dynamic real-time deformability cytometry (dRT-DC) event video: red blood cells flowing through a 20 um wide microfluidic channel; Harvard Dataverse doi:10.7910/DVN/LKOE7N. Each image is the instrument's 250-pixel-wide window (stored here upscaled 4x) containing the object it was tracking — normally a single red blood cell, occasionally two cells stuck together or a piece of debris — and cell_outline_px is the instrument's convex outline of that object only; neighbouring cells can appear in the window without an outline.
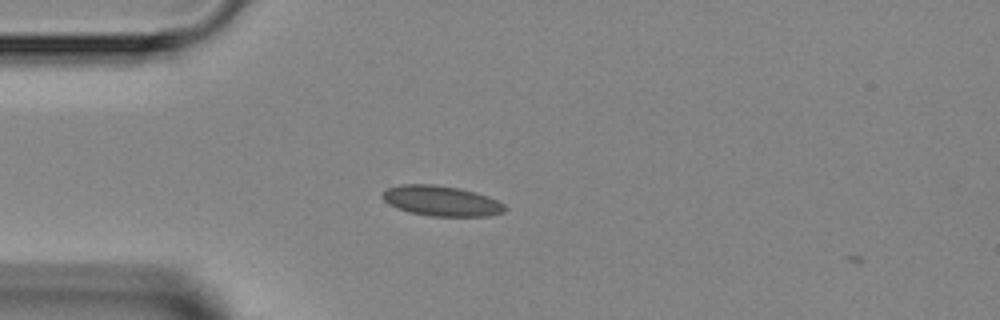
{"species": "Egyptian fruit bat (a non-hibernating species)", "species_latin": "Rousettus aegyptiacus", "temperature_condition": "room temperature", "stored_images_in_passage": 1, "camera_frame_rate_fps": 3000, "um_per_image_px": 0.085, "animal": {"sex": "female"}, "frame": {"image": 1, "passage_image": 1, "time_ms": 0.0, "image_size_px": [1000, 320], "cell_outline_px": [[508, 208], [504, 212], [488, 216], [428, 216], [408, 212], [396, 208], [388, 204], [380, 196], [380, 192], [388, 188], [400, 184], [432, 184], [460, 188], [476, 192], [488, 196], [504, 204]], "centroid_in_image_um": [37.48, 17.07], "position_along_channel_um": 47.5, "area_um2": 21.91}}